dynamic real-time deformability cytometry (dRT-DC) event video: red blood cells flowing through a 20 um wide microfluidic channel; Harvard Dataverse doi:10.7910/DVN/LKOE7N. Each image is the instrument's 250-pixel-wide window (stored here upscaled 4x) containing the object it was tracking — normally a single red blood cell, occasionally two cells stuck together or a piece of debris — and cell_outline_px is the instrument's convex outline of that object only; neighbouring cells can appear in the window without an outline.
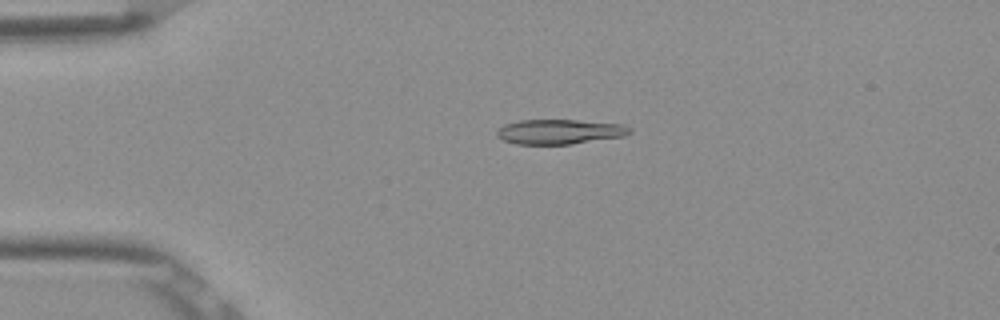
{"species": "Egyptian fruit bat (a non-hibernating species)", "species_latin": "Rousettus aegyptiacus", "temperature_condition": "room temperature", "stored_images_in_passage": 5, "camera_frame_rate_fps": 3000, "um_per_image_px": 0.085, "frame": {"image": 1, "passage_image": 4, "time_ms": 1.0, "image_size_px": [1000, 320], "cell_outline_px": [[632, 132], [624, 136], [572, 144], [516, 144], [504, 140], [496, 136], [496, 132], [504, 124], [520, 120], [576, 120], [624, 124], [632, 128]], "centroid_in_image_um": [47.59, 11.19], "position_along_channel_um": 37.4, "area_um2": 19.25}}